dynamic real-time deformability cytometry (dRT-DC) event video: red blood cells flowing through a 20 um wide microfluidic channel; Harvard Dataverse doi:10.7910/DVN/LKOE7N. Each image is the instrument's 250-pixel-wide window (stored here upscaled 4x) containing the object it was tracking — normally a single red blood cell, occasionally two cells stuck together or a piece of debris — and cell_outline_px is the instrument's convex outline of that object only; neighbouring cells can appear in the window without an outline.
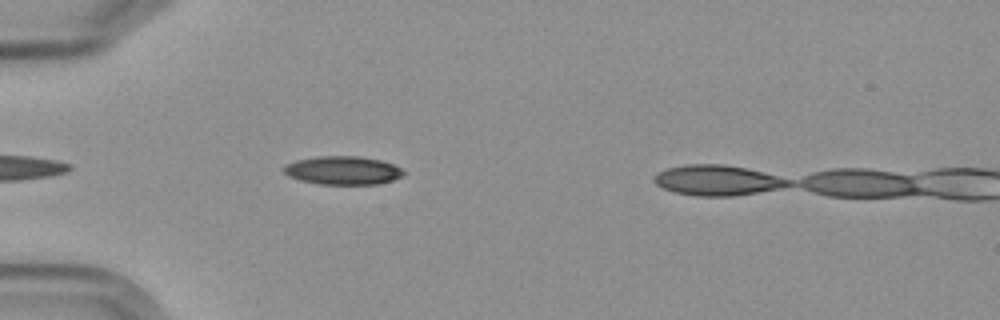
{"species": "Egyptian fruit bat (a non-hibernating species)", "species_latin": "Rousettus aegyptiacus", "temperature_condition": "cold", "stored_images_in_passage": 6, "camera_frame_rate_fps": 3000, "um_per_image_px": 0.085, "frame": {"image": 1, "passage_image": 5, "time_ms": 5.333, "image_size_px": [1000, 320], "cell_outline_px": [[404, 176], [380, 184], [320, 184], [300, 180], [288, 176], [284, 172], [284, 164], [296, 160], [320, 156], [360, 156], [380, 160], [392, 164], [400, 168], [404, 172]], "centroid_in_image_um": [29.14, 14.48], "position_along_channel_um": 55.9, "area_um2": 19.83}}